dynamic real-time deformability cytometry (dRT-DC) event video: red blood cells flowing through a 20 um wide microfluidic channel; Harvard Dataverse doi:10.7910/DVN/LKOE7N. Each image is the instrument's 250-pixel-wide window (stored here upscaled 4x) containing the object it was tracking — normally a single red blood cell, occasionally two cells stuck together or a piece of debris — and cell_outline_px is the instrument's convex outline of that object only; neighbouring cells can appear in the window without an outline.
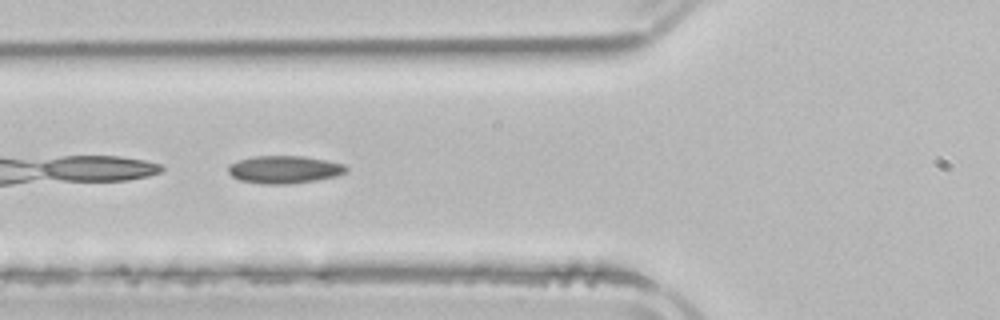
{"species": "common noctule bat (a hibernating species)", "species_latin": "Nyctalus noctula", "temperature_condition": "room temperature", "stored_images_in_passage": 3, "camera_frame_rate_fps": 3000, "um_per_image_px": 0.085, "animal": {"sex": "male", "body_mass_g": 21.5, "forearm_length_mm": 52.0}, "frame": {"image": 1, "passage_image": 3, "time_ms": 3.0, "image_size_px": [1000, 320], "cell_outline_px": [[348, 168], [344, 172], [336, 176], [316, 180], [288, 184], [260, 184], [240, 180], [232, 176], [228, 172], [228, 164], [240, 160], [256, 156], [304, 156], [344, 164]], "centroid_in_image_um": [24.14, 14.41], "position_along_channel_um": 101.7, "area_um2": 18.9}}